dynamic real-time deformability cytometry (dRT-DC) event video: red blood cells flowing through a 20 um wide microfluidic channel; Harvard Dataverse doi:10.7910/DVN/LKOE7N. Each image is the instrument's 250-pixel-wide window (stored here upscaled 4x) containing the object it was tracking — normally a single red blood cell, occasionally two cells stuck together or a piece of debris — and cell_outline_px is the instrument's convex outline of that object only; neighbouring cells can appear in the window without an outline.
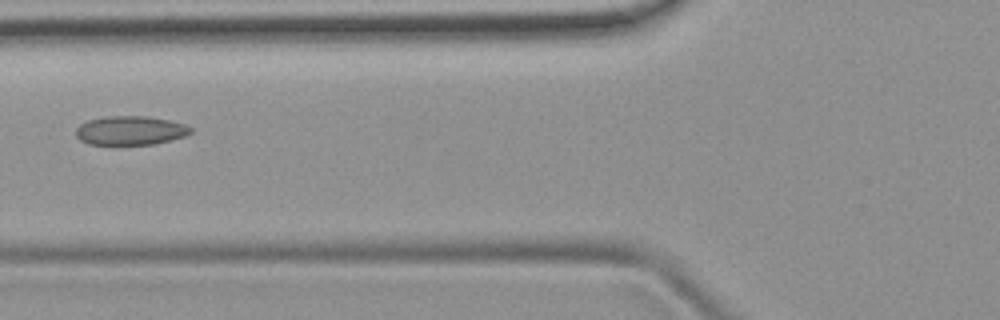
{"species": "common noctule bat (a hibernating species)", "species_latin": "Nyctalus noctula", "temperature_condition": "room temperature", "stored_images_in_passage": 6, "camera_frame_rate_fps": 3000, "um_per_image_px": 0.085, "animal": {"sex": "female", "body_mass_g": 19.9}, "frame": {"image": 1, "passage_image": 6, "time_ms": 6.0, "image_size_px": [1000, 320], "cell_outline_px": [[192, 132], [184, 136], [152, 144], [112, 148], [88, 144], [80, 140], [76, 136], [76, 128], [80, 124], [88, 120], [108, 116], [148, 116], [168, 120], [184, 124], [192, 128]], "centroid_in_image_um": [11.0, 11.14], "position_along_channel_um": 114.8, "area_um2": 20.11}}